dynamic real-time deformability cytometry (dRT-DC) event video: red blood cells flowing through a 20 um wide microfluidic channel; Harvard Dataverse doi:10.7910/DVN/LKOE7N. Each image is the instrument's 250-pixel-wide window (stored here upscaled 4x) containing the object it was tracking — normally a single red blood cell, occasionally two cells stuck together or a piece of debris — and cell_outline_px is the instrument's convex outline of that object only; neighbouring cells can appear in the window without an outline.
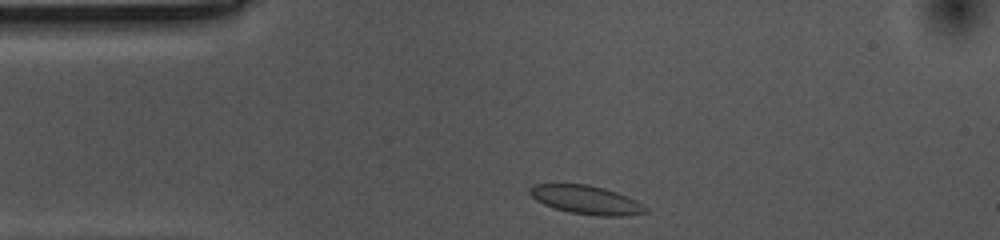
{"species": "common noctule bat (a hibernating species)", "species_latin": "Nyctalus noctula", "temperature_condition": "cold", "stored_images_in_passage": 33, "camera_frame_rate_fps": 3000, "um_per_image_px": 0.085, "animal": {"sex": "female", "body_mass_g": 10.0, "forearm_length_mm": 53.1}, "frame": {"image": 1, "passage_image": 1, "time_ms": 0.0, "image_size_px": [1000, 240], "cell_outline_px": [[648, 212], [624, 216], [596, 216], [568, 212], [544, 204], [536, 200], [528, 192], [528, 188], [532, 184], [588, 184], [604, 188], [616, 192], [636, 200], [648, 208]], "centroid_in_image_um": [49.82, 16.99], "position_along_channel_um": 35.2, "area_um2": 19.36}}
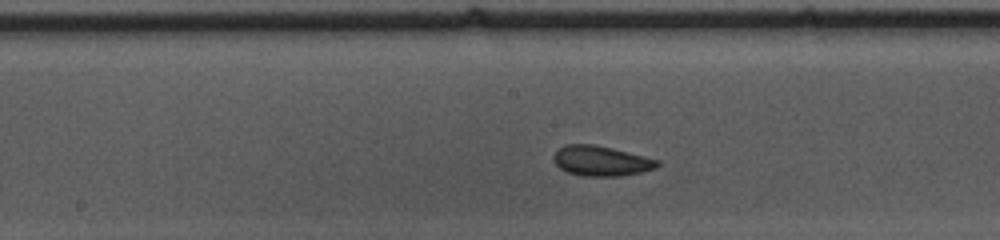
{"frame": {"image": 2, "passage_image": 17, "time_ms": 5.333, "image_size_px": [1000, 240], "cell_outline_px": [[660, 164], [656, 168], [640, 172], [616, 176], [580, 176], [568, 172], [560, 168], [552, 160], [552, 156], [564, 144], [592, 144], [612, 148], [660, 160]], "centroid_in_image_um": [51.08, 13.67], "position_along_channel_um": 197.1, "area_um2": 18.15}}
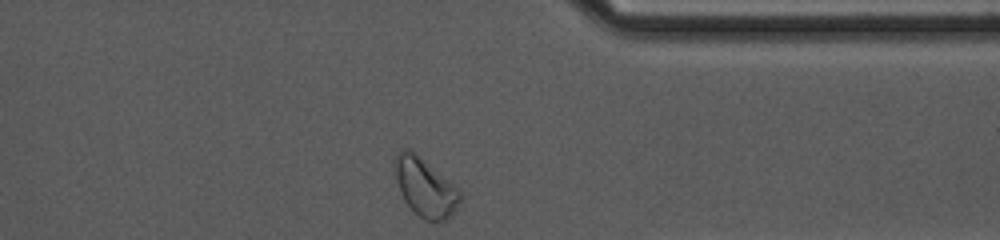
{"frame": {"image": 3, "passage_image": 33, "time_ms": 10.667, "image_size_px": [1000, 240], "cell_outline_px": [[460, 200], [452, 212], [444, 220], [432, 224], [424, 220], [412, 212], [404, 200], [400, 192], [396, 180], [392, 160], [400, 148], [408, 148], [416, 152], [456, 184], [460, 192]], "centroid_in_image_um": [36.09, 15.89], "position_along_channel_um": 375.3, "area_um2": 22.95}, "authors_computed_cell_mechanics": {"area_um2": 17.918, "velocity_mm_per_s": 3.5052, "shape_relaxation_time_tau1_ms": 7.1065, "shape_relaxation_time_tau2_ms": 1.519, "deformation_change_tau1": 0.0981, "deformation_change_tau2": 0.0532}}